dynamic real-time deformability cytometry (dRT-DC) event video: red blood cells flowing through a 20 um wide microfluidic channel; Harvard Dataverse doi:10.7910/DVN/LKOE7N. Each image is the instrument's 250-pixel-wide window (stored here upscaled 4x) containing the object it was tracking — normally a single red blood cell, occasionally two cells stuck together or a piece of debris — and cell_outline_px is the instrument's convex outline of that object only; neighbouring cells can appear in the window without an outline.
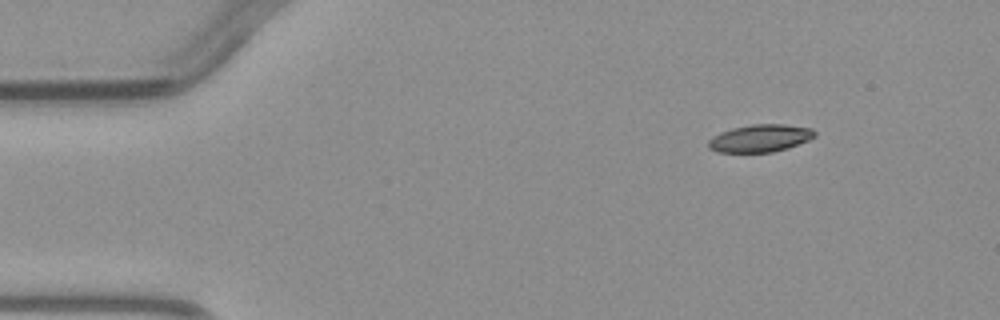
{"species": "common noctule bat (a hibernating species)", "species_latin": "Nyctalus noctula", "temperature_condition": "warm", "stored_images_in_passage": 3, "camera_frame_rate_fps": 3000, "um_per_image_px": 0.085, "animal": {"sex": "male", "body_mass_g": 23.1, "forearm_length_mm": 52.7}, "frame": {"image": 1, "passage_image": 1, "time_ms": 0.0, "image_size_px": [1000, 320], "cell_outline_px": [[816, 136], [808, 140], [788, 148], [772, 152], [720, 152], [708, 148], [708, 140], [720, 132], [732, 128], [752, 124], [784, 124], [812, 128], [816, 132]], "centroid_in_image_um": [64.62, 11.74], "position_along_channel_um": 20.4, "area_um2": 17.05}}
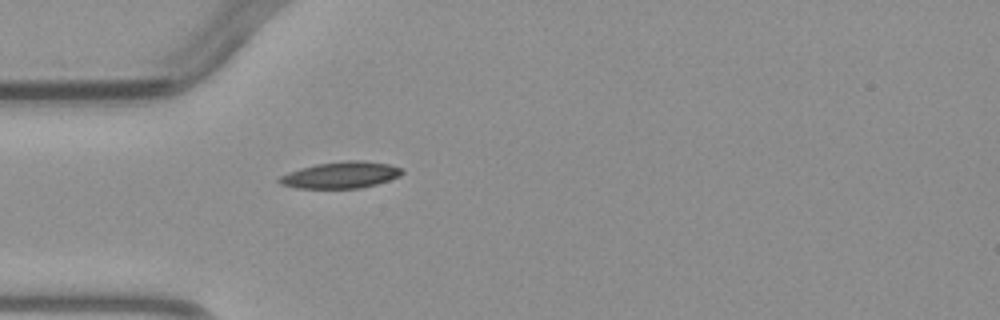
{"frame": {"image": 2, "passage_image": 3, "time_ms": 2.667, "image_size_px": [1000, 320], "cell_outline_px": [[404, 172], [400, 176], [376, 184], [360, 188], [296, 188], [280, 184], [276, 180], [280, 176], [288, 172], [300, 168], [316, 164], [344, 160], [364, 160], [388, 164], [404, 168]], "centroid_in_image_um": [28.97, 14.86], "position_along_channel_um": 56.0, "area_um2": 19.13}}